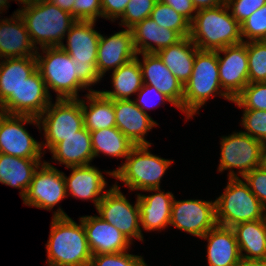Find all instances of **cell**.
I'll list each match as a JSON object with an SVG mask.
<instances>
[{
    "instance_id": "50",
    "label": "cell",
    "mask_w": 266,
    "mask_h": 266,
    "mask_svg": "<svg viewBox=\"0 0 266 266\" xmlns=\"http://www.w3.org/2000/svg\"><path fill=\"white\" fill-rule=\"evenodd\" d=\"M14 1H18L19 4H23L21 8L23 7H27V6H31V5H36L40 2H42L43 0H14Z\"/></svg>"
},
{
    "instance_id": "8",
    "label": "cell",
    "mask_w": 266,
    "mask_h": 266,
    "mask_svg": "<svg viewBox=\"0 0 266 266\" xmlns=\"http://www.w3.org/2000/svg\"><path fill=\"white\" fill-rule=\"evenodd\" d=\"M215 210L217 224L225 227L266 216V209L243 178H228L224 192L215 199Z\"/></svg>"
},
{
    "instance_id": "19",
    "label": "cell",
    "mask_w": 266,
    "mask_h": 266,
    "mask_svg": "<svg viewBox=\"0 0 266 266\" xmlns=\"http://www.w3.org/2000/svg\"><path fill=\"white\" fill-rule=\"evenodd\" d=\"M92 255L128 251L133 244L112 224L99 216L80 217Z\"/></svg>"
},
{
    "instance_id": "16",
    "label": "cell",
    "mask_w": 266,
    "mask_h": 266,
    "mask_svg": "<svg viewBox=\"0 0 266 266\" xmlns=\"http://www.w3.org/2000/svg\"><path fill=\"white\" fill-rule=\"evenodd\" d=\"M52 100L45 81L36 70L18 88L16 95L2 108L6 114L38 118Z\"/></svg>"
},
{
    "instance_id": "51",
    "label": "cell",
    "mask_w": 266,
    "mask_h": 266,
    "mask_svg": "<svg viewBox=\"0 0 266 266\" xmlns=\"http://www.w3.org/2000/svg\"><path fill=\"white\" fill-rule=\"evenodd\" d=\"M7 4L9 5V1L8 0H0V14H2V12L6 11L5 10L6 8L8 10L9 7H8Z\"/></svg>"
},
{
    "instance_id": "11",
    "label": "cell",
    "mask_w": 266,
    "mask_h": 266,
    "mask_svg": "<svg viewBox=\"0 0 266 266\" xmlns=\"http://www.w3.org/2000/svg\"><path fill=\"white\" fill-rule=\"evenodd\" d=\"M117 183L108 189L97 205V213L102 220L115 226L131 242L135 238L143 242L144 236L140 227V209L137 199L135 204H131Z\"/></svg>"
},
{
    "instance_id": "34",
    "label": "cell",
    "mask_w": 266,
    "mask_h": 266,
    "mask_svg": "<svg viewBox=\"0 0 266 266\" xmlns=\"http://www.w3.org/2000/svg\"><path fill=\"white\" fill-rule=\"evenodd\" d=\"M150 18L163 28L177 31L183 38L190 36V22L160 0L156 2Z\"/></svg>"
},
{
    "instance_id": "47",
    "label": "cell",
    "mask_w": 266,
    "mask_h": 266,
    "mask_svg": "<svg viewBox=\"0 0 266 266\" xmlns=\"http://www.w3.org/2000/svg\"><path fill=\"white\" fill-rule=\"evenodd\" d=\"M226 0H192L196 10L213 8L225 4Z\"/></svg>"
},
{
    "instance_id": "23",
    "label": "cell",
    "mask_w": 266,
    "mask_h": 266,
    "mask_svg": "<svg viewBox=\"0 0 266 266\" xmlns=\"http://www.w3.org/2000/svg\"><path fill=\"white\" fill-rule=\"evenodd\" d=\"M37 50L17 10L10 18L0 19V59L36 56Z\"/></svg>"
},
{
    "instance_id": "25",
    "label": "cell",
    "mask_w": 266,
    "mask_h": 266,
    "mask_svg": "<svg viewBox=\"0 0 266 266\" xmlns=\"http://www.w3.org/2000/svg\"><path fill=\"white\" fill-rule=\"evenodd\" d=\"M3 60V61H2ZM37 70L35 56L0 60V108L15 95L19 86Z\"/></svg>"
},
{
    "instance_id": "41",
    "label": "cell",
    "mask_w": 266,
    "mask_h": 266,
    "mask_svg": "<svg viewBox=\"0 0 266 266\" xmlns=\"http://www.w3.org/2000/svg\"><path fill=\"white\" fill-rule=\"evenodd\" d=\"M137 96L138 98L134 99V102L146 114H148V109L150 110L156 106L158 107V105L165 104V102L176 107L168 97L151 85L143 84Z\"/></svg>"
},
{
    "instance_id": "12",
    "label": "cell",
    "mask_w": 266,
    "mask_h": 266,
    "mask_svg": "<svg viewBox=\"0 0 266 266\" xmlns=\"http://www.w3.org/2000/svg\"><path fill=\"white\" fill-rule=\"evenodd\" d=\"M25 124H33L40 130L38 118L4 114L0 120V153L19 158L42 159L41 142L25 129Z\"/></svg>"
},
{
    "instance_id": "31",
    "label": "cell",
    "mask_w": 266,
    "mask_h": 266,
    "mask_svg": "<svg viewBox=\"0 0 266 266\" xmlns=\"http://www.w3.org/2000/svg\"><path fill=\"white\" fill-rule=\"evenodd\" d=\"M85 97L87 101L81 99V108L86 129L93 132L116 127L113 100L104 97L99 90L89 92Z\"/></svg>"
},
{
    "instance_id": "9",
    "label": "cell",
    "mask_w": 266,
    "mask_h": 266,
    "mask_svg": "<svg viewBox=\"0 0 266 266\" xmlns=\"http://www.w3.org/2000/svg\"><path fill=\"white\" fill-rule=\"evenodd\" d=\"M50 102L44 112L38 117L40 132L46 142H41L42 150L49 151L64 138L74 135L84 127L81 98L56 99Z\"/></svg>"
},
{
    "instance_id": "38",
    "label": "cell",
    "mask_w": 266,
    "mask_h": 266,
    "mask_svg": "<svg viewBox=\"0 0 266 266\" xmlns=\"http://www.w3.org/2000/svg\"><path fill=\"white\" fill-rule=\"evenodd\" d=\"M158 0H130L127 4L119 25L131 29L147 17H150L152 10Z\"/></svg>"
},
{
    "instance_id": "10",
    "label": "cell",
    "mask_w": 266,
    "mask_h": 266,
    "mask_svg": "<svg viewBox=\"0 0 266 266\" xmlns=\"http://www.w3.org/2000/svg\"><path fill=\"white\" fill-rule=\"evenodd\" d=\"M220 161L218 172L227 173L228 178L244 177L253 169L261 166L264 144L242 131L222 136L220 141ZM238 169L235 172V169Z\"/></svg>"
},
{
    "instance_id": "24",
    "label": "cell",
    "mask_w": 266,
    "mask_h": 266,
    "mask_svg": "<svg viewBox=\"0 0 266 266\" xmlns=\"http://www.w3.org/2000/svg\"><path fill=\"white\" fill-rule=\"evenodd\" d=\"M202 239L207 240L208 266H238L241 254L231 227L216 225Z\"/></svg>"
},
{
    "instance_id": "44",
    "label": "cell",
    "mask_w": 266,
    "mask_h": 266,
    "mask_svg": "<svg viewBox=\"0 0 266 266\" xmlns=\"http://www.w3.org/2000/svg\"><path fill=\"white\" fill-rule=\"evenodd\" d=\"M243 180L266 209V170L259 166L247 173Z\"/></svg>"
},
{
    "instance_id": "42",
    "label": "cell",
    "mask_w": 266,
    "mask_h": 266,
    "mask_svg": "<svg viewBox=\"0 0 266 266\" xmlns=\"http://www.w3.org/2000/svg\"><path fill=\"white\" fill-rule=\"evenodd\" d=\"M232 16L241 25L256 10L266 4V0H226Z\"/></svg>"
},
{
    "instance_id": "4",
    "label": "cell",
    "mask_w": 266,
    "mask_h": 266,
    "mask_svg": "<svg viewBox=\"0 0 266 266\" xmlns=\"http://www.w3.org/2000/svg\"><path fill=\"white\" fill-rule=\"evenodd\" d=\"M36 49L60 46L76 19L46 0L17 9ZM38 45V46H37ZM40 46V48H39Z\"/></svg>"
},
{
    "instance_id": "1",
    "label": "cell",
    "mask_w": 266,
    "mask_h": 266,
    "mask_svg": "<svg viewBox=\"0 0 266 266\" xmlns=\"http://www.w3.org/2000/svg\"><path fill=\"white\" fill-rule=\"evenodd\" d=\"M77 224L59 206L53 212L49 239L46 243L48 266H86L92 252L81 219Z\"/></svg>"
},
{
    "instance_id": "5",
    "label": "cell",
    "mask_w": 266,
    "mask_h": 266,
    "mask_svg": "<svg viewBox=\"0 0 266 266\" xmlns=\"http://www.w3.org/2000/svg\"><path fill=\"white\" fill-rule=\"evenodd\" d=\"M151 145H135L125 161L107 175L122 181L131 191L160 188L166 170L174 160L152 154Z\"/></svg>"
},
{
    "instance_id": "28",
    "label": "cell",
    "mask_w": 266,
    "mask_h": 266,
    "mask_svg": "<svg viewBox=\"0 0 266 266\" xmlns=\"http://www.w3.org/2000/svg\"><path fill=\"white\" fill-rule=\"evenodd\" d=\"M44 161L0 153V183L20 189L19 195L23 198L31 183L33 174Z\"/></svg>"
},
{
    "instance_id": "21",
    "label": "cell",
    "mask_w": 266,
    "mask_h": 266,
    "mask_svg": "<svg viewBox=\"0 0 266 266\" xmlns=\"http://www.w3.org/2000/svg\"><path fill=\"white\" fill-rule=\"evenodd\" d=\"M116 127L135 145H151L146 140L147 132L158 126L148 114L144 113L134 100H113Z\"/></svg>"
},
{
    "instance_id": "17",
    "label": "cell",
    "mask_w": 266,
    "mask_h": 266,
    "mask_svg": "<svg viewBox=\"0 0 266 266\" xmlns=\"http://www.w3.org/2000/svg\"><path fill=\"white\" fill-rule=\"evenodd\" d=\"M137 57L131 29H123L111 36L100 34L96 68L101 78Z\"/></svg>"
},
{
    "instance_id": "27",
    "label": "cell",
    "mask_w": 266,
    "mask_h": 266,
    "mask_svg": "<svg viewBox=\"0 0 266 266\" xmlns=\"http://www.w3.org/2000/svg\"><path fill=\"white\" fill-rule=\"evenodd\" d=\"M49 152L55 162L65 165L66 168L89 165L94 159L91 133L83 127L74 135L57 143Z\"/></svg>"
},
{
    "instance_id": "52",
    "label": "cell",
    "mask_w": 266,
    "mask_h": 266,
    "mask_svg": "<svg viewBox=\"0 0 266 266\" xmlns=\"http://www.w3.org/2000/svg\"><path fill=\"white\" fill-rule=\"evenodd\" d=\"M261 167L266 170V146H264L262 151Z\"/></svg>"
},
{
    "instance_id": "46",
    "label": "cell",
    "mask_w": 266,
    "mask_h": 266,
    "mask_svg": "<svg viewBox=\"0 0 266 266\" xmlns=\"http://www.w3.org/2000/svg\"><path fill=\"white\" fill-rule=\"evenodd\" d=\"M162 3L172 7L177 13H180L190 23L194 20L197 13L192 0H160Z\"/></svg>"
},
{
    "instance_id": "35",
    "label": "cell",
    "mask_w": 266,
    "mask_h": 266,
    "mask_svg": "<svg viewBox=\"0 0 266 266\" xmlns=\"http://www.w3.org/2000/svg\"><path fill=\"white\" fill-rule=\"evenodd\" d=\"M249 83L266 82V42H247Z\"/></svg>"
},
{
    "instance_id": "29",
    "label": "cell",
    "mask_w": 266,
    "mask_h": 266,
    "mask_svg": "<svg viewBox=\"0 0 266 266\" xmlns=\"http://www.w3.org/2000/svg\"><path fill=\"white\" fill-rule=\"evenodd\" d=\"M197 50L198 47L190 37H186L177 44L159 50L156 54L184 86L192 75Z\"/></svg>"
},
{
    "instance_id": "49",
    "label": "cell",
    "mask_w": 266,
    "mask_h": 266,
    "mask_svg": "<svg viewBox=\"0 0 266 266\" xmlns=\"http://www.w3.org/2000/svg\"><path fill=\"white\" fill-rule=\"evenodd\" d=\"M238 266H266V259H242Z\"/></svg>"
},
{
    "instance_id": "26",
    "label": "cell",
    "mask_w": 266,
    "mask_h": 266,
    "mask_svg": "<svg viewBox=\"0 0 266 266\" xmlns=\"http://www.w3.org/2000/svg\"><path fill=\"white\" fill-rule=\"evenodd\" d=\"M131 31L137 54L157 53L159 50L177 44L183 39L177 31L159 26L150 17L136 24L131 28Z\"/></svg>"
},
{
    "instance_id": "37",
    "label": "cell",
    "mask_w": 266,
    "mask_h": 266,
    "mask_svg": "<svg viewBox=\"0 0 266 266\" xmlns=\"http://www.w3.org/2000/svg\"><path fill=\"white\" fill-rule=\"evenodd\" d=\"M240 26L243 42L264 40L266 38V4L256 10Z\"/></svg>"
},
{
    "instance_id": "2",
    "label": "cell",
    "mask_w": 266,
    "mask_h": 266,
    "mask_svg": "<svg viewBox=\"0 0 266 266\" xmlns=\"http://www.w3.org/2000/svg\"><path fill=\"white\" fill-rule=\"evenodd\" d=\"M189 37L199 50L216 51L243 42L241 26L226 3L198 10L190 23Z\"/></svg>"
},
{
    "instance_id": "22",
    "label": "cell",
    "mask_w": 266,
    "mask_h": 266,
    "mask_svg": "<svg viewBox=\"0 0 266 266\" xmlns=\"http://www.w3.org/2000/svg\"><path fill=\"white\" fill-rule=\"evenodd\" d=\"M146 191L152 192L151 195L136 194L140 209L141 227L148 232L165 230L166 227L170 226L174 195L170 191H162L161 188L144 190V192Z\"/></svg>"
},
{
    "instance_id": "7",
    "label": "cell",
    "mask_w": 266,
    "mask_h": 266,
    "mask_svg": "<svg viewBox=\"0 0 266 266\" xmlns=\"http://www.w3.org/2000/svg\"><path fill=\"white\" fill-rule=\"evenodd\" d=\"M96 21H80L71 26L66 34V43L60 47L72 58L76 68V76L89 88L100 83V77L97 68V50L100 34L95 30Z\"/></svg>"
},
{
    "instance_id": "43",
    "label": "cell",
    "mask_w": 266,
    "mask_h": 266,
    "mask_svg": "<svg viewBox=\"0 0 266 266\" xmlns=\"http://www.w3.org/2000/svg\"><path fill=\"white\" fill-rule=\"evenodd\" d=\"M73 17L80 21H97L102 18L101 0H75Z\"/></svg>"
},
{
    "instance_id": "48",
    "label": "cell",
    "mask_w": 266,
    "mask_h": 266,
    "mask_svg": "<svg viewBox=\"0 0 266 266\" xmlns=\"http://www.w3.org/2000/svg\"><path fill=\"white\" fill-rule=\"evenodd\" d=\"M50 4L58 6L60 9L69 12L73 16V5L75 0H46Z\"/></svg>"
},
{
    "instance_id": "14",
    "label": "cell",
    "mask_w": 266,
    "mask_h": 266,
    "mask_svg": "<svg viewBox=\"0 0 266 266\" xmlns=\"http://www.w3.org/2000/svg\"><path fill=\"white\" fill-rule=\"evenodd\" d=\"M217 225L215 200L185 199L172 202L170 226L202 238Z\"/></svg>"
},
{
    "instance_id": "18",
    "label": "cell",
    "mask_w": 266,
    "mask_h": 266,
    "mask_svg": "<svg viewBox=\"0 0 266 266\" xmlns=\"http://www.w3.org/2000/svg\"><path fill=\"white\" fill-rule=\"evenodd\" d=\"M138 55H142L141 60ZM136 58L140 63L143 84L154 86L183 112L184 86L168 70L159 56L156 53H139Z\"/></svg>"
},
{
    "instance_id": "15",
    "label": "cell",
    "mask_w": 266,
    "mask_h": 266,
    "mask_svg": "<svg viewBox=\"0 0 266 266\" xmlns=\"http://www.w3.org/2000/svg\"><path fill=\"white\" fill-rule=\"evenodd\" d=\"M217 58L222 89L234 100L249 83L247 42L217 50Z\"/></svg>"
},
{
    "instance_id": "36",
    "label": "cell",
    "mask_w": 266,
    "mask_h": 266,
    "mask_svg": "<svg viewBox=\"0 0 266 266\" xmlns=\"http://www.w3.org/2000/svg\"><path fill=\"white\" fill-rule=\"evenodd\" d=\"M232 103L243 110L266 111V82L248 83Z\"/></svg>"
},
{
    "instance_id": "3",
    "label": "cell",
    "mask_w": 266,
    "mask_h": 266,
    "mask_svg": "<svg viewBox=\"0 0 266 266\" xmlns=\"http://www.w3.org/2000/svg\"><path fill=\"white\" fill-rule=\"evenodd\" d=\"M223 97L233 99L222 89L219 78L217 50H197L192 75L184 85L183 113L191 119L199 114L209 98Z\"/></svg>"
},
{
    "instance_id": "13",
    "label": "cell",
    "mask_w": 266,
    "mask_h": 266,
    "mask_svg": "<svg viewBox=\"0 0 266 266\" xmlns=\"http://www.w3.org/2000/svg\"><path fill=\"white\" fill-rule=\"evenodd\" d=\"M67 196L63 172L44 161L33 174L31 183L22 198L26 206L50 211Z\"/></svg>"
},
{
    "instance_id": "30",
    "label": "cell",
    "mask_w": 266,
    "mask_h": 266,
    "mask_svg": "<svg viewBox=\"0 0 266 266\" xmlns=\"http://www.w3.org/2000/svg\"><path fill=\"white\" fill-rule=\"evenodd\" d=\"M231 228L234 231L242 259H266L265 219L242 222Z\"/></svg>"
},
{
    "instance_id": "39",
    "label": "cell",
    "mask_w": 266,
    "mask_h": 266,
    "mask_svg": "<svg viewBox=\"0 0 266 266\" xmlns=\"http://www.w3.org/2000/svg\"><path fill=\"white\" fill-rule=\"evenodd\" d=\"M241 125L245 134L260 140L266 146V111L243 110Z\"/></svg>"
},
{
    "instance_id": "33",
    "label": "cell",
    "mask_w": 266,
    "mask_h": 266,
    "mask_svg": "<svg viewBox=\"0 0 266 266\" xmlns=\"http://www.w3.org/2000/svg\"><path fill=\"white\" fill-rule=\"evenodd\" d=\"M90 133L94 159L100 154L126 159L135 146L117 127L95 130Z\"/></svg>"
},
{
    "instance_id": "45",
    "label": "cell",
    "mask_w": 266,
    "mask_h": 266,
    "mask_svg": "<svg viewBox=\"0 0 266 266\" xmlns=\"http://www.w3.org/2000/svg\"><path fill=\"white\" fill-rule=\"evenodd\" d=\"M130 0H101L102 18L115 22L119 20Z\"/></svg>"
},
{
    "instance_id": "32",
    "label": "cell",
    "mask_w": 266,
    "mask_h": 266,
    "mask_svg": "<svg viewBox=\"0 0 266 266\" xmlns=\"http://www.w3.org/2000/svg\"><path fill=\"white\" fill-rule=\"evenodd\" d=\"M112 90H100L99 92L111 100H130L137 94L143 85L140 63L137 58L127 62L114 70L111 75Z\"/></svg>"
},
{
    "instance_id": "53",
    "label": "cell",
    "mask_w": 266,
    "mask_h": 266,
    "mask_svg": "<svg viewBox=\"0 0 266 266\" xmlns=\"http://www.w3.org/2000/svg\"><path fill=\"white\" fill-rule=\"evenodd\" d=\"M5 114V112L0 108V120H1V117Z\"/></svg>"
},
{
    "instance_id": "20",
    "label": "cell",
    "mask_w": 266,
    "mask_h": 266,
    "mask_svg": "<svg viewBox=\"0 0 266 266\" xmlns=\"http://www.w3.org/2000/svg\"><path fill=\"white\" fill-rule=\"evenodd\" d=\"M71 169L70 176H66L63 172V176L66 183L67 196H72L81 200H91L94 206L100 203L104 195L108 190L105 181V177L99 168L92 164L83 166L67 167Z\"/></svg>"
},
{
    "instance_id": "6",
    "label": "cell",
    "mask_w": 266,
    "mask_h": 266,
    "mask_svg": "<svg viewBox=\"0 0 266 266\" xmlns=\"http://www.w3.org/2000/svg\"><path fill=\"white\" fill-rule=\"evenodd\" d=\"M36 52L37 70L45 81L47 91L57 95L56 99H79V91L92 92L77 76L72 58L60 47L41 48ZM44 56H43V55Z\"/></svg>"
},
{
    "instance_id": "40",
    "label": "cell",
    "mask_w": 266,
    "mask_h": 266,
    "mask_svg": "<svg viewBox=\"0 0 266 266\" xmlns=\"http://www.w3.org/2000/svg\"><path fill=\"white\" fill-rule=\"evenodd\" d=\"M90 266H148L143 256L130 254L128 251L119 253L93 255Z\"/></svg>"
}]
</instances>
